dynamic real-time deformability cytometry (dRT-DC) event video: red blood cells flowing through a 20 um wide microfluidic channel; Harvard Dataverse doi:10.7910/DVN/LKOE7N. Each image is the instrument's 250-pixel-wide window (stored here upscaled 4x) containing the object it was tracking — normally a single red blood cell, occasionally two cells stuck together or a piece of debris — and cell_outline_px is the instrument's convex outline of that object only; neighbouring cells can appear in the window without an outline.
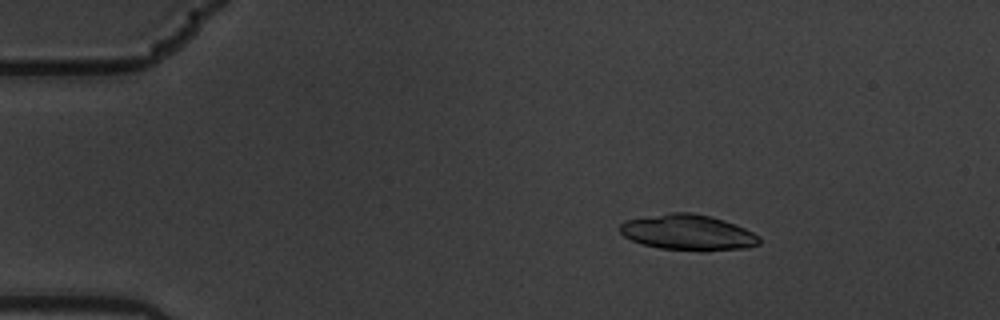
{"species": "common noctule bat (a hibernating species)", "species_latin": "Nyctalus noctula", "temperature_condition": "warm", "stored_images_in_passage": 6, "camera_frame_rate_fps": 3000, "um_per_image_px": 0.085, "animal": {"sex": "male", "body_mass_g": 19.5, "forearm_length_mm": 54.6}, "frame": {"image": 1, "passage_image": 2, "time_ms": 0.333, "image_size_px": [1000, 320], "cell_outline_px": [[760, 244], [748, 248], [704, 252], [700, 252], [660, 248], [644, 244], [632, 240], [624, 236], [620, 232], [620, 224], [624, 220], [672, 212], [692, 212], [724, 220], [744, 228], [760, 236]], "centroid_in_image_um": [58.51, 19.77], "position_along_channel_um": 26.5, "area_um2": 29.19}}
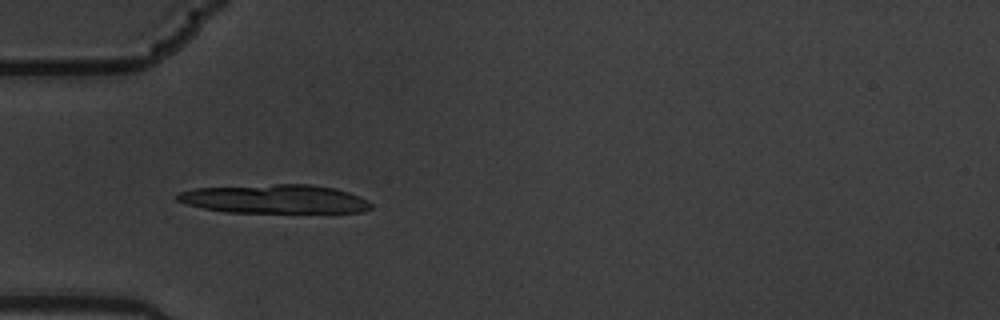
{"frame": {"image": 2, "passage_image": 4, "time_ms": 1.0, "image_size_px": [1000, 320], "cell_outline_px": [[372, 208], [360, 212], [224, 212], [204, 208], [188, 204], [176, 200], [176, 196], [180, 192], [196, 188], [272, 184], [312, 184], [336, 188], [348, 192], [368, 200], [372, 204]], "centroid_in_image_um": [23.37, 16.91], "position_along_channel_um": 61.6, "area_um2": 32.43}}